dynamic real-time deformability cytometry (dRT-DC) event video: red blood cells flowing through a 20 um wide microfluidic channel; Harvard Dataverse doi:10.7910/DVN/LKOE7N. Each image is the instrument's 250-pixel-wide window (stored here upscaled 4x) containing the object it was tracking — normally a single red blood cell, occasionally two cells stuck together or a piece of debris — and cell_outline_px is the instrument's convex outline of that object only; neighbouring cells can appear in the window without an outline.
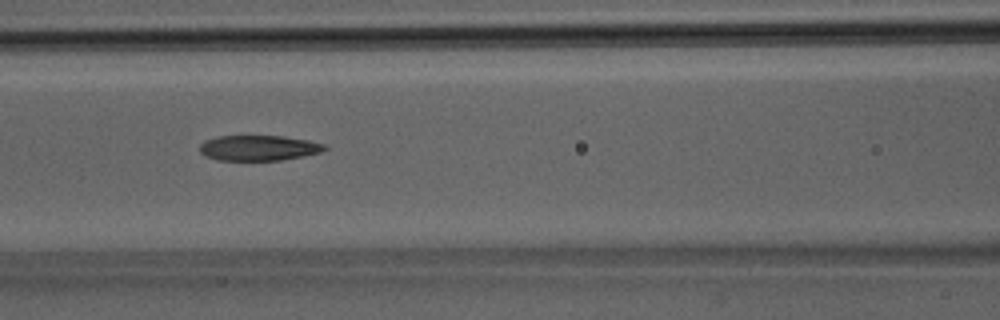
{"species": "Egyptian fruit bat (a non-hibernating species)", "species_latin": "Rousettus aegyptiacus", "temperature_condition": "room temperature", "stored_images_in_passage": 38, "camera_frame_rate_fps": 3000, "um_per_image_px": 0.085, "animal": {"sex": "male"}, "frame": {"image": 1, "passage_image": 17, "time_ms": 5.333, "image_size_px": [1000, 320], "cell_outline_px": [[328, 148], [320, 152], [304, 156], [280, 160], [216, 160], [204, 156], [200, 152], [200, 144], [204, 140], [216, 136], [284, 136], [308, 140], [324, 144]], "centroid_in_image_um": [21.95, 12.57], "position_along_channel_um": 144.6, "area_um2": 18.55}}
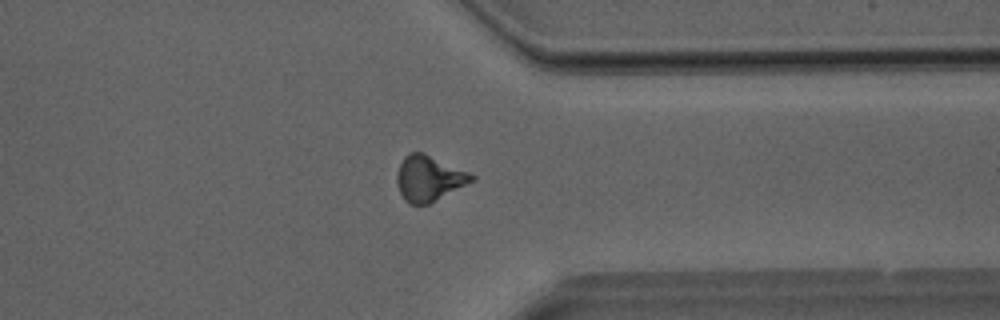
{"frame": {"image": 2, "passage_image": 30, "time_ms": 9.667, "image_size_px": [1000, 320], "cell_outline_px": [[476, 180], [428, 204], [408, 204], [404, 200], [400, 192], [396, 180], [396, 176], [400, 164], [404, 156], [408, 152], [424, 152], [468, 172], [476, 176]], "centroid_in_image_um": [36.45, 15.15], "position_along_channel_um": 374.9, "area_um2": 19.83}}
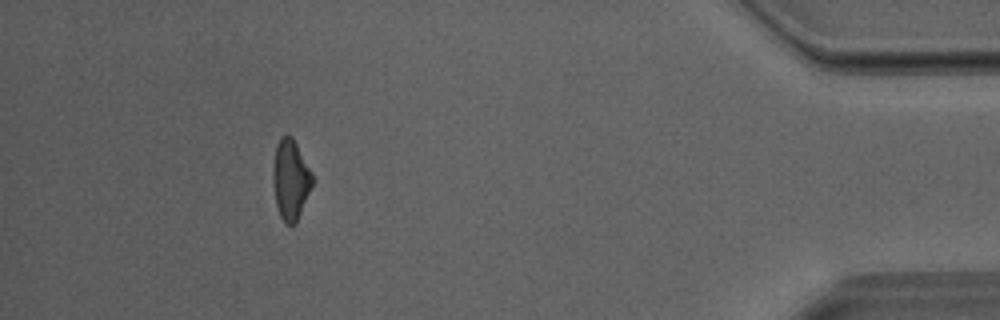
{"frame": {"image": 3, "passage_image": 35, "time_ms": 11.333, "image_size_px": [1000, 320], "cell_outline_px": [[316, 180], [296, 224], [288, 224], [280, 216], [276, 204], [272, 180], [272, 172], [276, 144], [280, 136], [292, 136], [312, 172]], "centroid_in_image_um": [24.72, 15.27], "position_along_channel_um": 410.5, "area_um2": 18.73}}